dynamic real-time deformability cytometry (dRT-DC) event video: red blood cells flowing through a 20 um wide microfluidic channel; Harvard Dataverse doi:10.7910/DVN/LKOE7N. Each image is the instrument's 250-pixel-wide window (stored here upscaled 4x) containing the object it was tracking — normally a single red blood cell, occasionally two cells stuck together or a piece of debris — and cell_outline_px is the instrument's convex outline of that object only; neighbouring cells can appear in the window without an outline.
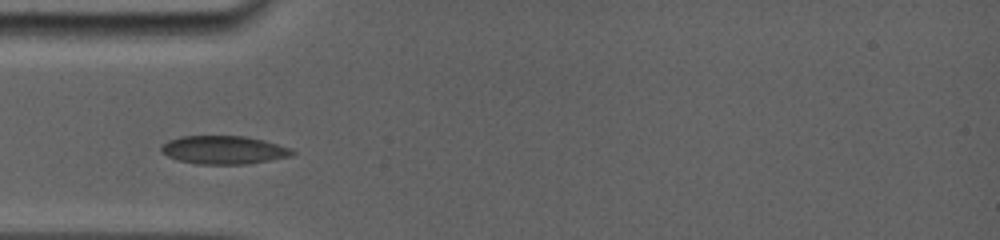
{"species": "common noctule bat (a hibernating species)", "species_latin": "Nyctalus noctula", "temperature_condition": "room temperature", "stored_images_in_passage": 23, "camera_frame_rate_fps": 5000, "um_per_image_px": 0.085, "animal": {"sex": "female", "body_mass_g": 19.0, "forearm_length_mm": 56.7}, "frame": {"image": 1, "passage_image": 1, "time_ms": 0.0, "image_size_px": [1000, 240], "cell_outline_px": [[296, 152], [292, 156], [244, 164], [196, 164], [180, 160], [168, 156], [160, 152], [160, 148], [168, 140], [180, 136], [244, 136], [264, 140], [288, 148]], "centroid_in_image_um": [18.98, 12.74], "position_along_channel_um": 66.0, "area_um2": 21.39}}
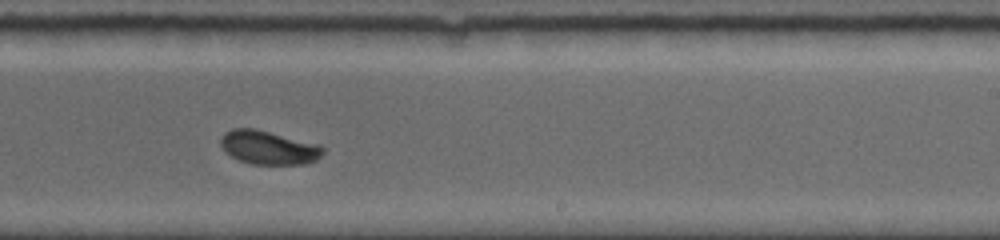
{"frame": {"image": 2, "passage_image": 12, "time_ms": 5.2, "image_size_px": [1000, 240], "cell_outline_px": [[324, 152], [316, 160], [308, 164], [252, 164], [240, 160], [224, 152], [220, 144], [220, 140], [224, 132], [232, 128], [256, 128], [320, 144], [324, 148]], "centroid_in_image_um": [22.83, 12.53], "position_along_channel_um": 266.2, "area_um2": 20.35}}
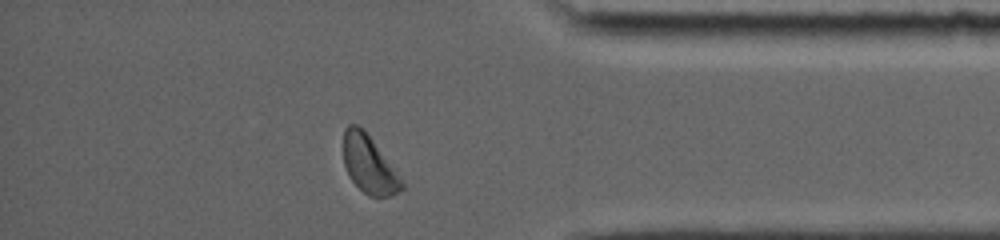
{"frame": {"image": 3, "passage_image": 21, "time_ms": 9.0, "image_size_px": [1000, 240], "cell_outline_px": [[404, 188], [392, 196], [368, 196], [348, 176], [344, 164], [344, 128], [348, 124], [356, 124], [364, 128], [396, 168], [404, 184]], "centroid_in_image_um": [31.39, 13.95], "position_along_channel_um": 403.8, "area_um2": 19.94}}